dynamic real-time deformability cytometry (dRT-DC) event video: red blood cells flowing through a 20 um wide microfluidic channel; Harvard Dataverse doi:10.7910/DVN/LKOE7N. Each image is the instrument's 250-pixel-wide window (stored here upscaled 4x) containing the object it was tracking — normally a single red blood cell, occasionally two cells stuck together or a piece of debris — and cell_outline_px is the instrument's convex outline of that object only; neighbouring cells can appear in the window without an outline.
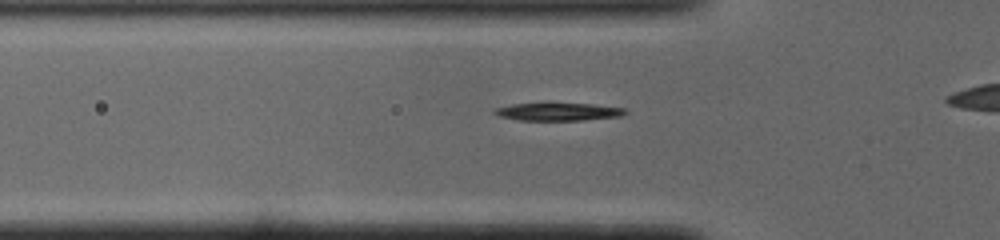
{"species": "common noctule bat (a hibernating species)", "species_latin": "Nyctalus noctula", "temperature_condition": "cold", "stored_images_in_passage": 36, "segment_of_instrument_passage": [1, 2], "camera_frame_rate_fps": 3000, "um_per_image_px": 0.085, "animal": {"sex": "male", "body_mass_g": 19.0, "forearm_length_mm": 50.8}, "frame": {"image": 1, "passage_image": 10, "time_ms": 3.0, "image_size_px": [1000, 240], "cell_outline_px": [[628, 112], [620, 116], [584, 120], [520, 120], [500, 116], [492, 112], [496, 108], [512, 104], [592, 104], [624, 108]], "centroid_in_image_um": [47.47, 9.5], "position_along_channel_um": 78.3, "area_um2": 13.18}}
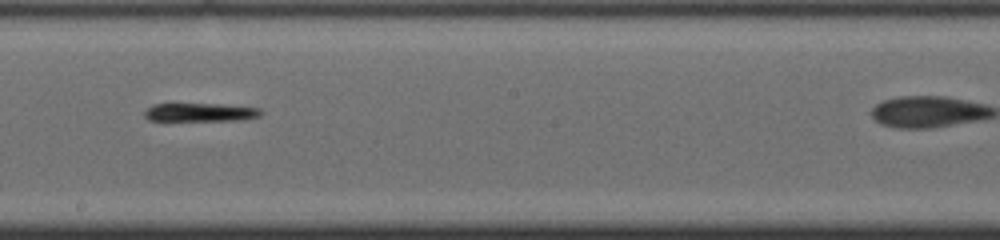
{"frame": {"image": 2, "passage_image": 22, "time_ms": 7.0, "image_size_px": [1000, 240], "cell_outline_px": [[264, 112], [260, 116], [236, 120], [148, 120], [144, 116], [144, 112], [148, 108], [156, 104], [216, 104], [260, 108]], "centroid_in_image_um": [17.04, 9.54], "position_along_channel_um": 231.2, "area_um2": 12.2}}
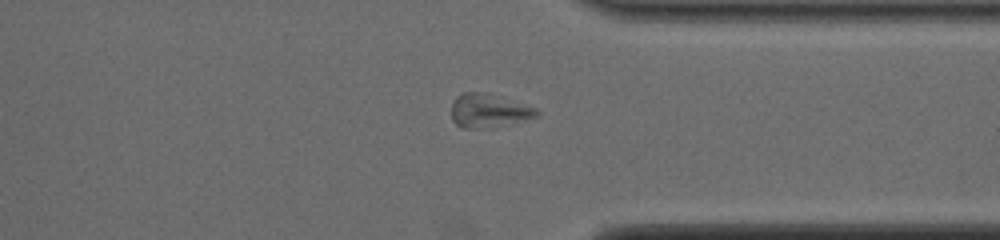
{"frame": {"image": 3, "passage_image": 33, "time_ms": 10.667, "image_size_px": [1000, 240], "cell_outline_px": [[540, 116], [492, 128], [460, 128], [452, 120], [452, 104], [456, 96], [464, 92], [484, 92], [536, 108], [540, 112]], "centroid_in_image_um": [41.53, 9.43], "position_along_channel_um": 369.9, "area_um2": 16.7}}